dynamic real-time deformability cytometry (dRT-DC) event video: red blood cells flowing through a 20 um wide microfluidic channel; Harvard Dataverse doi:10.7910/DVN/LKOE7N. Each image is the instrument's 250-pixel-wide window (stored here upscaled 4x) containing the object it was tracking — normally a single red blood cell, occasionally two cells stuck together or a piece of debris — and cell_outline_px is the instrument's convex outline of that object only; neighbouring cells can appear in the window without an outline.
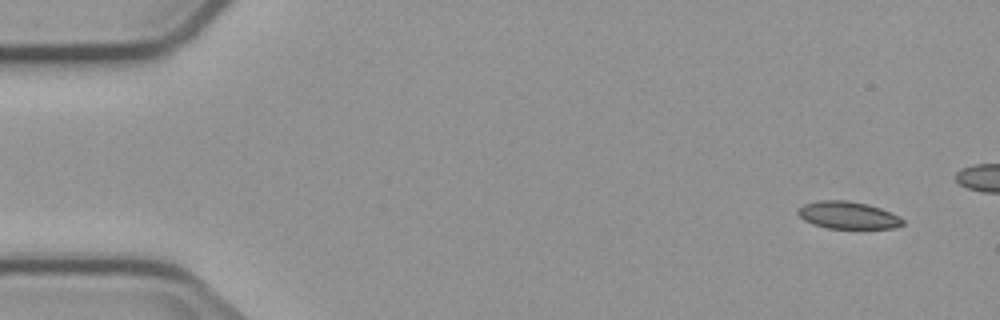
{"species": "common noctule bat (a hibernating species)", "species_latin": "Nyctalus noctula", "temperature_condition": "cold", "stored_images_in_passage": 5, "camera_frame_rate_fps": 3000, "um_per_image_px": 0.085, "animal": {"sex": "male", "body_mass_g": 23.1, "forearm_length_mm": 52.7}, "frame": {"image": 1, "passage_image": 1, "time_ms": 0.0, "image_size_px": [1000, 320], "cell_outline_px": [[904, 224], [896, 228], [828, 228], [812, 224], [804, 220], [796, 212], [804, 204], [820, 200], [848, 200], [868, 204], [880, 208], [900, 216], [904, 220]], "centroid_in_image_um": [72.1, 18.29], "position_along_channel_um": 12.9, "area_um2": 16.7}}